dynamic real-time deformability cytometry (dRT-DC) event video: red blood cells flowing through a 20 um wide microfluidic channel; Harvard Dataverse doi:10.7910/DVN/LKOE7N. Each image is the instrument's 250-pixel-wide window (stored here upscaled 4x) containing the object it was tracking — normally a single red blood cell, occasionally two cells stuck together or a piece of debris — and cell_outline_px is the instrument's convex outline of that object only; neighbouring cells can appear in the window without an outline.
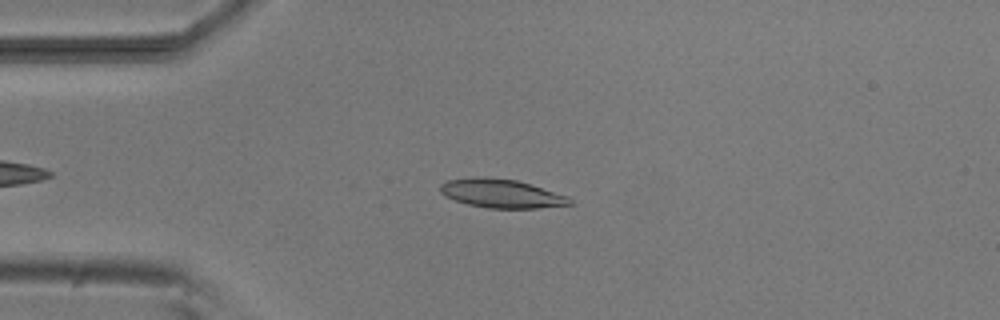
{"species": "common noctule bat (a hibernating species)", "species_latin": "Nyctalus noctula", "temperature_condition": "room temperature", "stored_images_in_passage": 23, "camera_frame_rate_fps": 3000, "um_per_image_px": 0.085, "animal": {"sex": "male", "body_mass_g": 20.5, "forearm_length_mm": 52.5}, "frame": {"image": 1, "passage_image": 12, "time_ms": 3.667, "image_size_px": [1000, 320], "cell_outline_px": [[572, 204], [540, 208], [488, 208], [468, 204], [444, 196], [440, 192], [440, 184], [448, 180], [516, 180], [568, 196], [572, 200]], "centroid_in_image_um": [42.68, 16.51], "position_along_channel_um": 42.3, "area_um2": 20.52}}
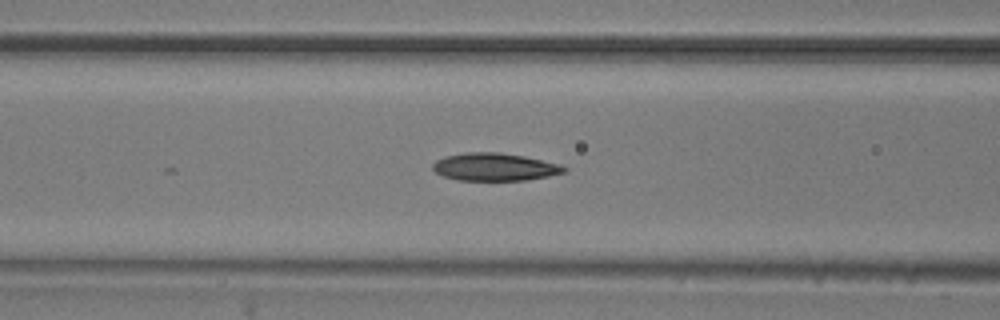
{"frame": {"image": 2, "passage_image": 20, "time_ms": 6.333, "image_size_px": [1000, 320], "cell_outline_px": [[568, 168], [564, 172], [548, 176], [524, 180], [456, 180], [444, 176], [436, 172], [432, 168], [432, 164], [436, 160], [444, 156], [464, 152], [500, 152], [524, 156], [560, 164]], "centroid_in_image_um": [42.02, 14.18], "position_along_channel_um": 124.6, "area_um2": 21.21}}
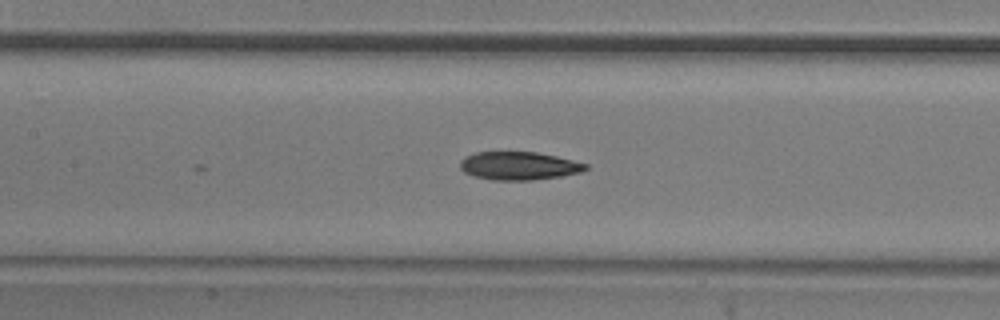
{"frame": {"image": 3, "passage_image": 23, "time_ms": 7.333, "image_size_px": [1000, 320], "cell_outline_px": [[588, 168], [580, 172], [560, 176], [532, 180], [492, 180], [476, 176], [464, 172], [460, 168], [460, 160], [464, 156], [476, 152], [536, 152], [556, 156], [588, 164]], "centroid_in_image_um": [44.08, 14.09], "position_along_channel_um": 163.3, "area_um2": 20.52}}